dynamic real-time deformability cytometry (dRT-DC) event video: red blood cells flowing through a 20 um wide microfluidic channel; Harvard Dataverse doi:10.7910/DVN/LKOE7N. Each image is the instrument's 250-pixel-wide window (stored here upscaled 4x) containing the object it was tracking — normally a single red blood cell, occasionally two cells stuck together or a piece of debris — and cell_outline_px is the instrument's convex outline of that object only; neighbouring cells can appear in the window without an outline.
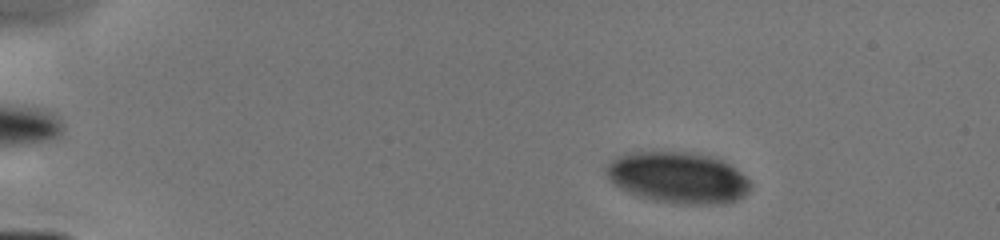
{"species": "human", "species_latin": "Homo sapiens", "temperature_condition": "cold", "stored_images_in_passage": 57, "camera_frame_rate_fps": 3000, "um_per_image_px": 0.085, "donor": {"sex": "male"}, "frame": {"image": 1, "passage_image": 10, "time_ms": 2.0, "image_size_px": [1000, 240], "cell_outline_px": [[752, 188], [744, 196], [736, 200], [724, 204], [680, 204], [652, 200], [636, 196], [612, 184], [608, 180], [604, 172], [604, 168], [612, 160], [620, 156], [632, 152], [696, 152], [716, 156], [724, 160], [736, 168], [752, 184]], "centroid_in_image_um": [57.64, 15.1], "position_along_channel_um": 27.4, "area_um2": 43.75}}
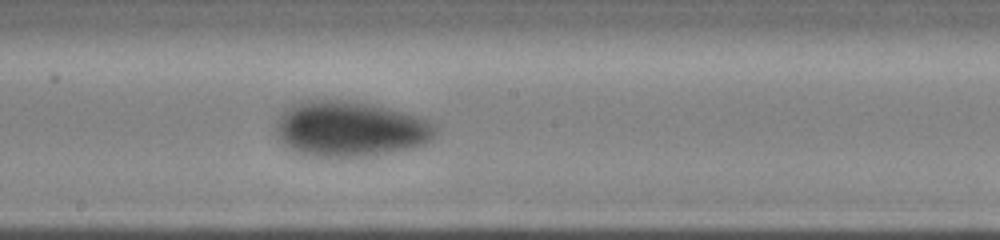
{"frame": {"image": 2, "passage_image": 33, "time_ms": 8.667, "image_size_px": [1000, 240], "cell_outline_px": [[436, 132], [424, 144], [412, 148], [364, 156], [312, 156], [288, 148], [276, 136], [276, 120], [284, 108], [292, 104], [304, 100], [356, 100], [420, 116], [436, 124]], "centroid_in_image_um": [29.73, 10.93], "position_along_channel_um": 218.5, "area_um2": 51.67}}
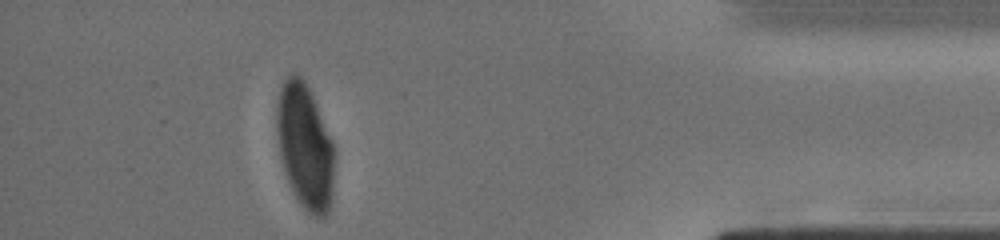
{"frame": {"image": 3, "passage_image": 51, "time_ms": 14.0, "image_size_px": [1000, 240], "cell_outline_px": [[332, 192], [328, 212], [324, 216], [316, 216], [308, 212], [300, 204], [288, 180], [280, 156], [276, 132], [276, 104], [280, 88], [284, 80], [288, 76], [296, 72], [304, 80], [316, 104], [332, 140]], "centroid_in_image_um": [25.88, 12.39], "position_along_channel_um": 409.3, "area_um2": 41.21}}